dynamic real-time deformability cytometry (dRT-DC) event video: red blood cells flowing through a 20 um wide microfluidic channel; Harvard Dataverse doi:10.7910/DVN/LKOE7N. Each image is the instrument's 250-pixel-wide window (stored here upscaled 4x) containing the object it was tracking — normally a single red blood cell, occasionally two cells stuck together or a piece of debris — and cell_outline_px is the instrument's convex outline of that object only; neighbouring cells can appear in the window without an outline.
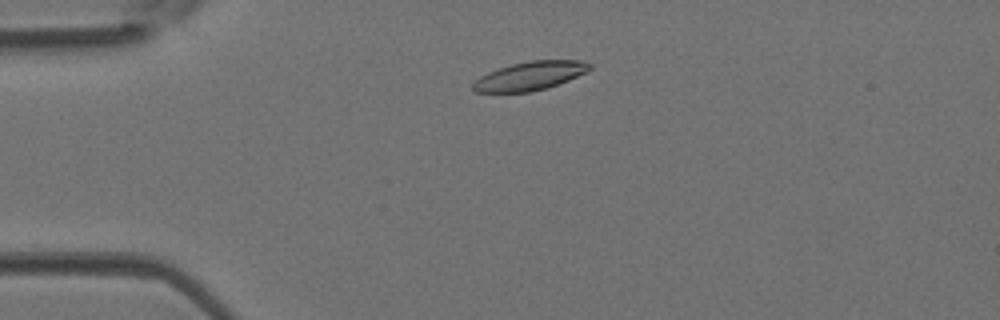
{"species": "Egyptian fruit bat (a non-hibernating species)", "species_latin": "Rousettus aegyptiacus", "temperature_condition": "room temperature", "stored_images_in_passage": 35, "camera_frame_rate_fps": 3000, "um_per_image_px": 0.085, "animal": {"sex": "female"}, "frame": {"image": 1, "passage_image": 1, "time_ms": 0.0, "image_size_px": [1000, 320], "cell_outline_px": [[592, 68], [568, 80], [544, 88], [528, 92], [476, 92], [472, 88], [472, 84], [480, 76], [488, 72], [512, 64], [528, 60], [584, 60], [592, 64]], "centroid_in_image_um": [45.04, 6.43], "position_along_channel_um": 40.0, "area_um2": 19.25}}
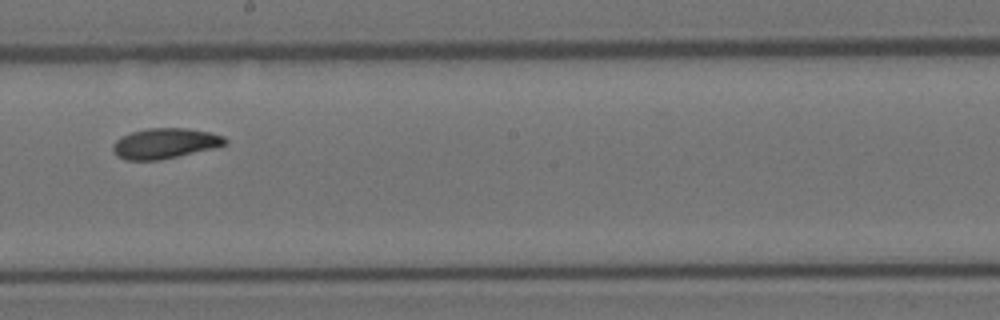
{"frame": {"image": 2, "passage_image": 16, "time_ms": 5.0, "image_size_px": [1000, 320], "cell_outline_px": [[228, 144], [212, 148], [160, 160], [124, 160], [116, 156], [112, 152], [112, 144], [116, 140], [132, 132], [148, 128], [188, 128], [208, 132], [224, 136], [228, 140]], "centroid_in_image_um": [14.0, 12.19], "position_along_channel_um": 234.2, "area_um2": 19.83}}
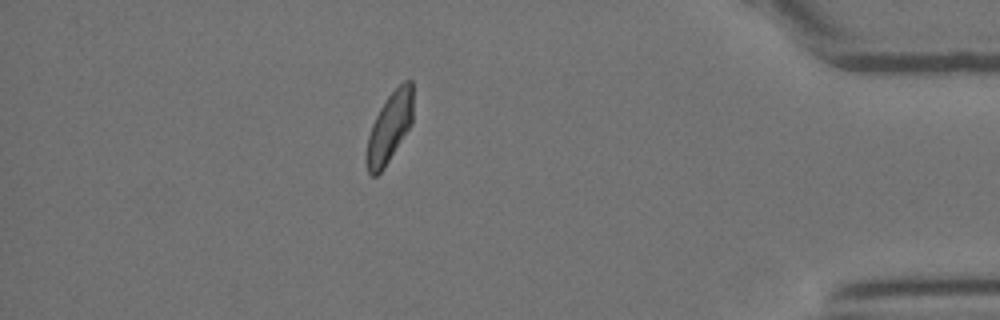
{"frame": {"image": 3, "passage_image": 30, "time_ms": 9.667, "image_size_px": [1000, 320], "cell_outline_px": [[412, 124], [384, 168], [376, 176], [372, 176], [368, 172], [364, 160], [364, 156], [368, 136], [372, 124], [380, 108], [388, 96], [404, 80], [412, 80]], "centroid_in_image_um": [33.08, 10.88], "position_along_channel_um": 402.1, "area_um2": 19.02}}